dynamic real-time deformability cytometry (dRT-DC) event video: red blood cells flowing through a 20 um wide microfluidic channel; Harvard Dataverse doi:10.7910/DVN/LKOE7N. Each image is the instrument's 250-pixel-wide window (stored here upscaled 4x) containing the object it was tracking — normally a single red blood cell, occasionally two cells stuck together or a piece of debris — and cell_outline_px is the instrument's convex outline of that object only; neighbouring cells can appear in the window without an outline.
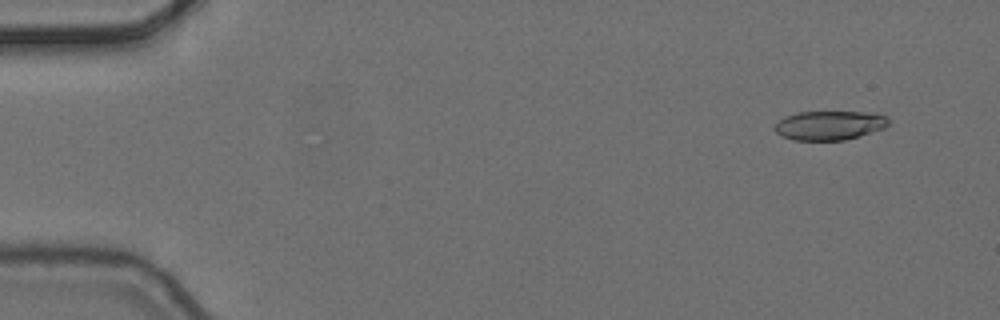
{"species": "common noctule bat (a hibernating species)", "species_latin": "Nyctalus noctula", "temperature_condition": "cold", "stored_images_in_passage": 5, "camera_frame_rate_fps": 3000, "um_per_image_px": 0.085, "animal": {"sex": "female", "body_mass_g": 24.6, "forearm_length_mm": 56.2}, "frame": {"image": 1, "passage_image": 2, "time_ms": 0.333, "image_size_px": [1000, 320], "cell_outline_px": [[888, 124], [884, 128], [872, 132], [844, 140], [792, 140], [780, 136], [772, 128], [784, 116], [796, 112], [880, 112], [888, 120]], "centroid_in_image_um": [70.47, 10.65], "position_along_channel_um": 14.5, "area_um2": 19.48}}
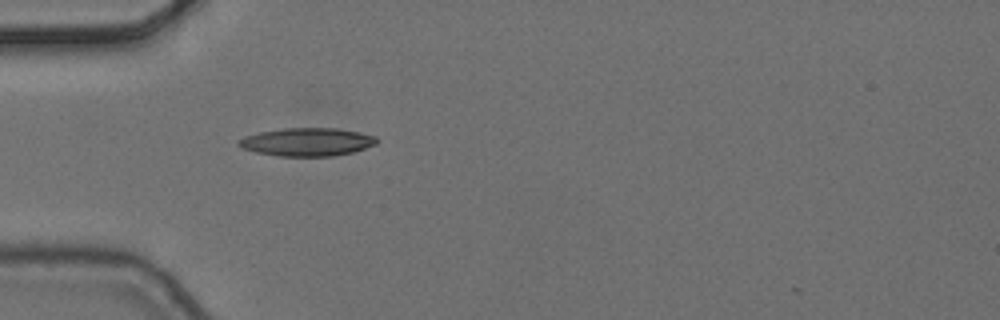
{"frame": {"image": 2, "passage_image": 5, "time_ms": 1.333, "image_size_px": [1000, 320], "cell_outline_px": [[380, 140], [376, 144], [352, 152], [332, 156], [276, 156], [256, 152], [240, 148], [236, 144], [236, 140], [244, 136], [260, 132], [284, 128], [336, 128], [376, 136]], "centroid_in_image_um": [26.05, 12.07], "position_along_channel_um": 58.9, "area_um2": 22.72}}